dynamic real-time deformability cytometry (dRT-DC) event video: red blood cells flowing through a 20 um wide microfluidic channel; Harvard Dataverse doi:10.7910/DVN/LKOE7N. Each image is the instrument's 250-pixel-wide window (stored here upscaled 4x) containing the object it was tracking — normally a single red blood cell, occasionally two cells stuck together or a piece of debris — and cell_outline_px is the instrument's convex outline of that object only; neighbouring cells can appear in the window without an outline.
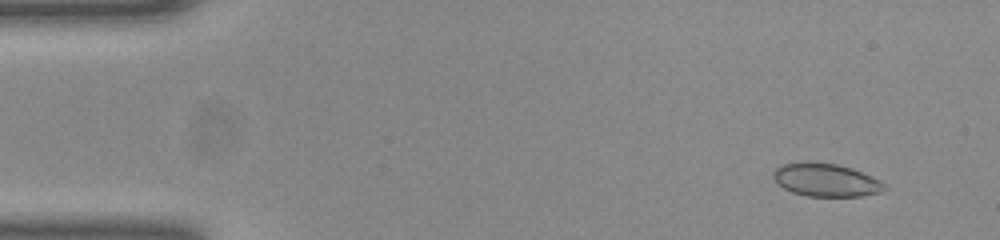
{"species": "common noctule bat (a hibernating species)", "species_latin": "Nyctalus noctula", "temperature_condition": "room temperature", "stored_images_in_passage": 50, "camera_frame_rate_fps": 3000, "um_per_image_px": 0.085, "animal": {"sex": "female", "body_mass_g": 23.0, "forearm_length_mm": 53.4}, "frame": {"image": 1, "passage_image": 4, "time_ms": 1.0, "image_size_px": [1000, 240], "cell_outline_px": [[888, 188], [880, 192], [860, 196], [808, 196], [792, 192], [776, 184], [772, 176], [772, 172], [780, 164], [804, 160], [808, 160], [836, 164], [852, 168], [872, 176], [880, 180]], "centroid_in_image_um": [70.15, 15.27], "position_along_channel_um": 14.9, "area_um2": 21.85}}
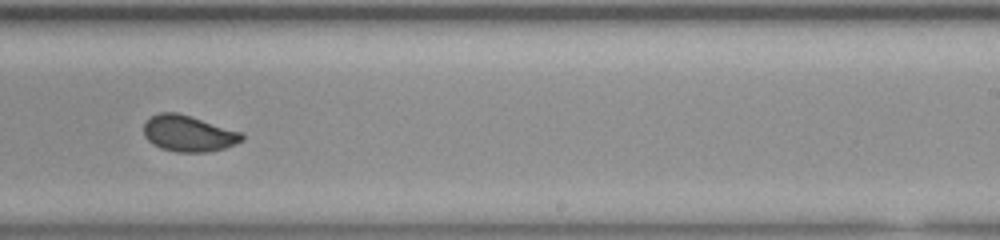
{"frame": {"image": 2, "passage_image": 31, "time_ms": 10.0, "image_size_px": [1000, 240], "cell_outline_px": [[244, 140], [236, 144], [224, 148], [208, 152], [176, 152], [160, 148], [152, 144], [144, 136], [144, 124], [152, 116], [160, 112], [176, 112], [244, 132]], "centroid_in_image_um": [16.05, 11.36], "position_along_channel_um": 272.9, "area_um2": 20.81}}
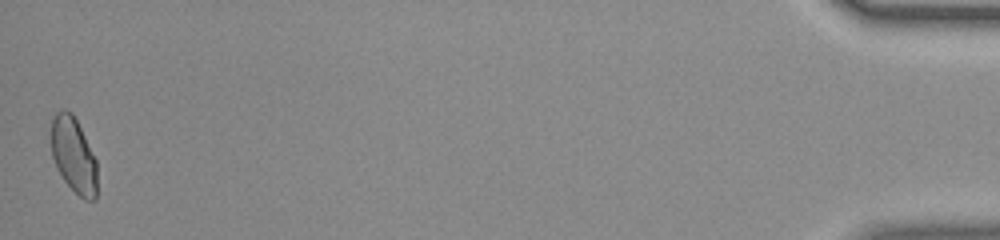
{"frame": {"image": 3, "passage_image": 50, "time_ms": 16.333, "image_size_px": [1000, 240], "cell_outline_px": [[96, 200], [84, 200], [64, 180], [56, 168], [52, 156], [48, 136], [52, 120], [56, 112], [60, 108], [64, 108], [72, 112], [96, 160]], "centroid_in_image_um": [6.2, 13.14], "position_along_channel_um": 429.0, "area_um2": 20.46}, "authors_computed_cell_mechanics": {"area_um2": 21.0103, "velocity_mm_per_s": 4.0291, "shape_relaxation_time_tau1_ms": 7.2907, "shape_relaxation_time_tau2_ms": 0.7564, "deformation_change_tau1": 0.1281, "deformation_change_tau2": 0.0376}}